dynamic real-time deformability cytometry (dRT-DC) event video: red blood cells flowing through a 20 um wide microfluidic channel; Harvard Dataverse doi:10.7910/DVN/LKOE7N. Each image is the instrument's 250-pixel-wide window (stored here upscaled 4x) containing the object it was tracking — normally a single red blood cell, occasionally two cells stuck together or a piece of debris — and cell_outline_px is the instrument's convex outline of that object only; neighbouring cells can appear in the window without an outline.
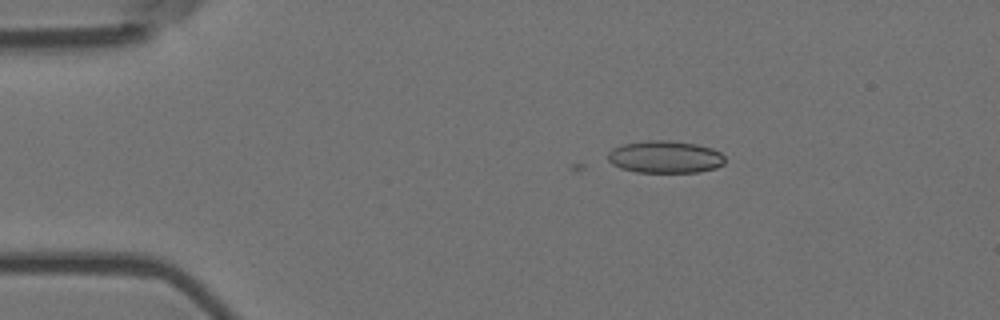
{"species": "Egyptian fruit bat (a non-hibernating species)", "species_latin": "Rousettus aegyptiacus", "temperature_condition": "room temperature", "stored_images_in_passage": 3, "camera_frame_rate_fps": 3000, "um_per_image_px": 0.085, "animal": {"sex": "female"}, "frame": {"image": 1, "passage_image": 3, "time_ms": 0.667, "image_size_px": [1000, 320], "cell_outline_px": [[724, 164], [716, 168], [696, 172], [636, 172], [620, 168], [612, 164], [608, 160], [608, 152], [612, 148], [624, 144], [648, 140], [668, 140], [696, 144], [712, 148], [720, 152], [724, 156]], "centroid_in_image_um": [56.53, 13.34], "position_along_channel_um": 28.5, "area_um2": 22.08}}